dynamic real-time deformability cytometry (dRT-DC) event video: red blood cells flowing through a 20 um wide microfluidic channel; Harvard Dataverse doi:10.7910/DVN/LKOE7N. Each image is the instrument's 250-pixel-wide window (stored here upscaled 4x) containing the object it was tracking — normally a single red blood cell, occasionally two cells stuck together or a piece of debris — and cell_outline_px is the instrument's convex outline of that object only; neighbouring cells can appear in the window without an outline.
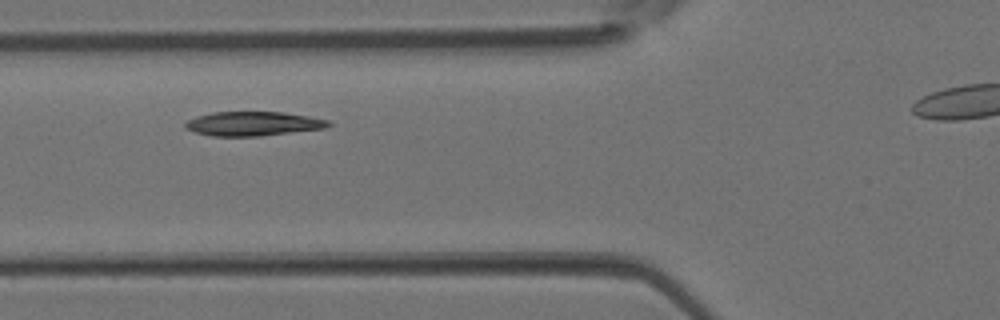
{"species": "Egyptian fruit bat (a non-hibernating species)", "species_latin": "Rousettus aegyptiacus", "temperature_condition": "room temperature", "stored_images_in_passage": 4, "camera_frame_rate_fps": 3000, "um_per_image_px": 0.085, "animal": {"sex": "female"}, "frame": {"image": 1, "passage_image": 3, "time_ms": 0.667, "image_size_px": [1000, 320], "cell_outline_px": [[332, 124], [324, 128], [260, 136], [212, 136], [196, 132], [184, 128], [184, 124], [188, 120], [196, 116], [212, 112], [280, 112], [308, 116], [328, 120]], "centroid_in_image_um": [21.47, 10.51], "position_along_channel_um": 104.3, "area_um2": 20.06}}